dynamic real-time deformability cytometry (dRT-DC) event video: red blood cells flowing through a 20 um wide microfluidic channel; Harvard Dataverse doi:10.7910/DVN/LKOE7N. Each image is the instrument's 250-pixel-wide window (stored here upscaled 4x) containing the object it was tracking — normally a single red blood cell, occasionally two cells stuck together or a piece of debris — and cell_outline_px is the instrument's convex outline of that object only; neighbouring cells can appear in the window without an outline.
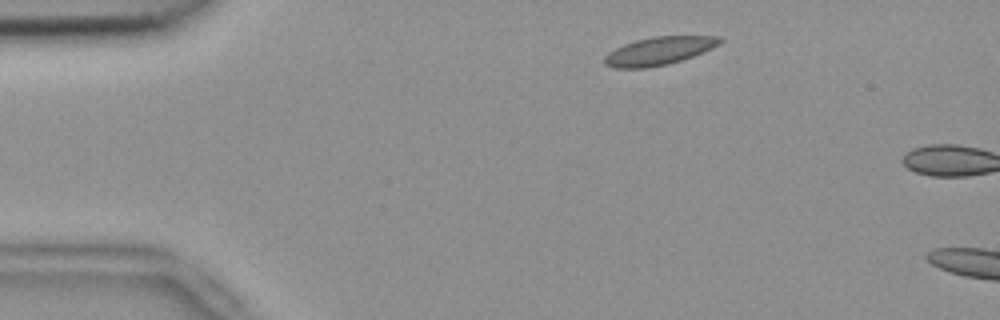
{"species": "common noctule bat (a hibernating species)", "species_latin": "Nyctalus noctula", "temperature_condition": "room temperature", "stored_images_in_passage": 5, "camera_frame_rate_fps": 3000, "um_per_image_px": 0.085, "animal": {"sex": "female", "body_mass_g": 18.4}, "frame": {"image": 1, "passage_image": 4, "time_ms": 1.0, "image_size_px": [1000, 320], "cell_outline_px": [[724, 40], [720, 44], [712, 48], [692, 56], [668, 64], [644, 68], [616, 68], [604, 64], [604, 56], [608, 52], [624, 44], [636, 40], [652, 36], [720, 36]], "centroid_in_image_um": [56.01, 4.32], "position_along_channel_um": 29.0, "area_um2": 18.79}}